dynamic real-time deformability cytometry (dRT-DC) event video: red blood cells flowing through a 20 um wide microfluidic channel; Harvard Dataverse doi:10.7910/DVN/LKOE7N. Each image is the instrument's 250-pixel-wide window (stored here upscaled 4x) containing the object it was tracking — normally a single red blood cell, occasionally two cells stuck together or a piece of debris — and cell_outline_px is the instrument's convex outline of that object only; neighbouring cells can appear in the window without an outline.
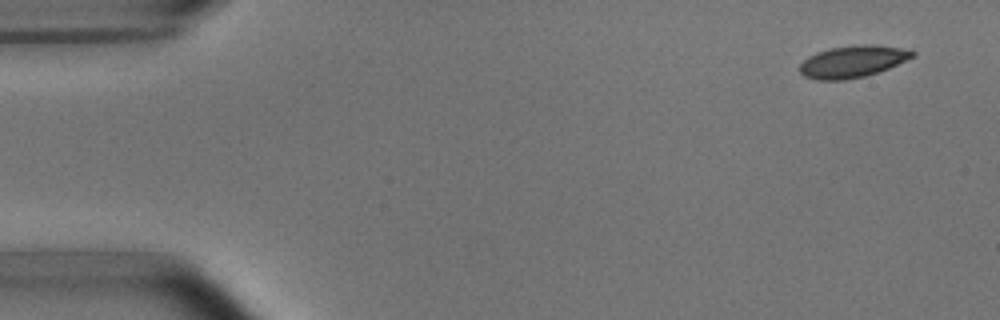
{"species": "common noctule bat (a hibernating species)", "species_latin": "Nyctalus noctula", "temperature_condition": "room temperature", "stored_images_in_passage": 10, "camera_frame_rate_fps": 3000, "um_per_image_px": 0.085, "animal": {"sex": "male", "body_mass_g": 15.6}, "frame": {"image": 1, "passage_image": 1, "time_ms": 0.0, "image_size_px": [1000, 320], "cell_outline_px": [[916, 56], [888, 68], [864, 76], [844, 80], [816, 80], [804, 76], [800, 72], [800, 64], [808, 56], [816, 52], [828, 48], [864, 44], [872, 44], [912, 48], [916, 52]], "centroid_in_image_um": [72.52, 5.21], "position_along_channel_um": 12.5, "area_um2": 21.21}}
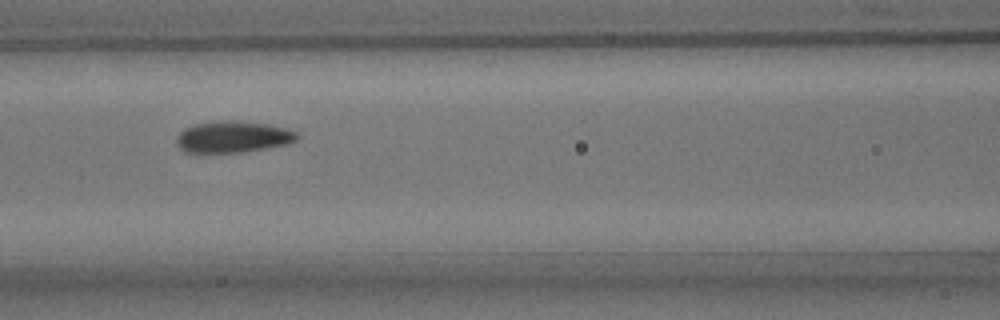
{"frame": {"image": 2, "passage_image": 6, "time_ms": 6.667, "image_size_px": [1000, 320], "cell_outline_px": [[300, 136], [296, 140], [288, 144], [240, 152], [184, 152], [176, 144], [176, 136], [184, 128], [196, 124], [220, 120], [236, 120], [264, 124], [288, 128], [296, 132]], "centroid_in_image_um": [19.79, 11.62], "position_along_channel_um": 146.8, "area_um2": 22.08}}
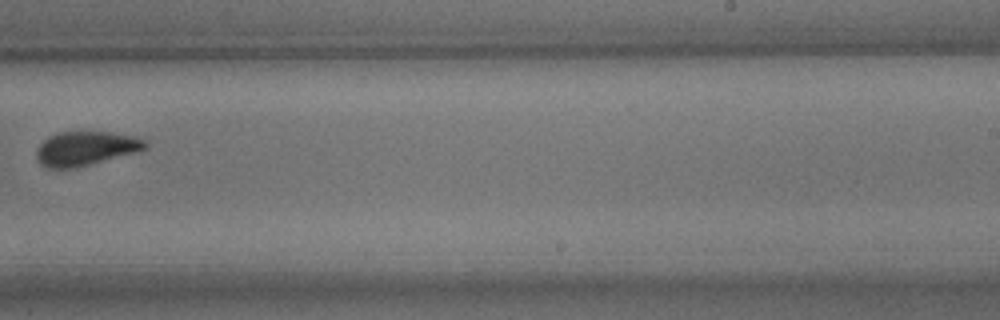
{"frame": {"image": 3, "passage_image": 9, "time_ms": 10.333, "image_size_px": [1000, 320], "cell_outline_px": [[148, 148], [136, 152], [72, 168], [44, 168], [36, 160], [36, 148], [48, 136], [56, 132], [108, 132], [132, 136], [144, 140], [148, 144]], "centroid_in_image_um": [7.22, 12.61], "position_along_channel_um": 281.8, "area_um2": 21.5}}